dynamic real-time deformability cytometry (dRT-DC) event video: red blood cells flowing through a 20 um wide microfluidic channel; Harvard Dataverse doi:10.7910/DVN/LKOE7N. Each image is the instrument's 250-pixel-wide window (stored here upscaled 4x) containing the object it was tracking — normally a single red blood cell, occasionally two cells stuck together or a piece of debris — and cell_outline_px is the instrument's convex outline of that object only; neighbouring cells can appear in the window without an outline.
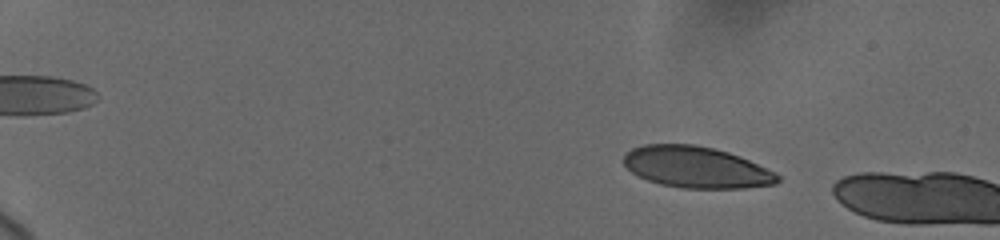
{"species": "human", "species_latin": "Homo sapiens", "temperature_condition": "cold", "stored_images_in_passage": 10, "camera_frame_rate_fps": 3000, "um_per_image_px": 0.085, "donor": {"sex": "female"}, "frame": {"image": 1, "passage_image": 7, "time_ms": 2.667, "image_size_px": [1000, 240], "cell_outline_px": [[780, 180], [776, 184], [744, 188], [680, 188], [660, 184], [648, 180], [632, 172], [624, 164], [624, 156], [632, 148], [644, 144], [692, 144], [712, 148], [728, 152], [740, 156], [780, 176]], "centroid_in_image_um": [59.17, 14.22], "position_along_channel_um": 25.8, "area_um2": 36.76}}